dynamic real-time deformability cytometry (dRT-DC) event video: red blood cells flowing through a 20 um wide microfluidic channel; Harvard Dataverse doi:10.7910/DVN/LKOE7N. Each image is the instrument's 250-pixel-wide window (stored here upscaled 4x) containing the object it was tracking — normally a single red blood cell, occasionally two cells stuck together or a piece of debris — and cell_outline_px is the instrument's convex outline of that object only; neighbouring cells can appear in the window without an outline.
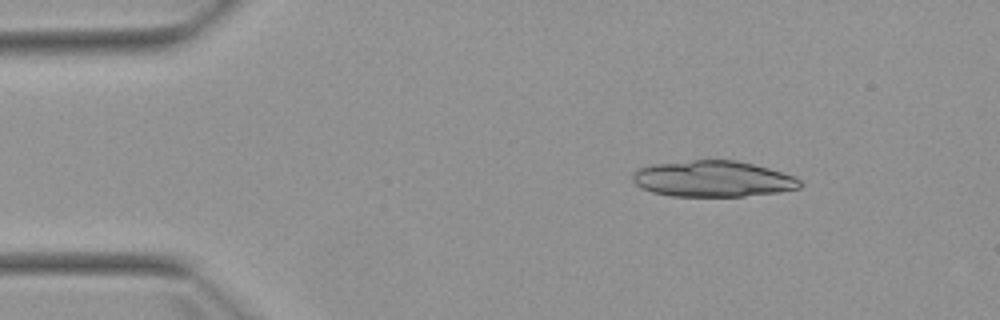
{"species": "Egyptian fruit bat (a non-hibernating species)", "species_latin": "Rousettus aegyptiacus", "temperature_condition": "warm", "stored_images_in_passage": 4, "camera_frame_rate_fps": 3000, "um_per_image_px": 0.085, "animal": {"sex": "female"}, "frame": {"image": 1, "passage_image": 2, "time_ms": 1.333, "image_size_px": [1000, 320], "cell_outline_px": [[804, 184], [800, 188], [780, 192], [744, 196], [672, 196], [652, 192], [636, 184], [632, 180], [632, 172], [640, 168], [652, 164], [692, 160], [736, 160], [768, 168], [796, 176]], "centroid_in_image_um": [60.63, 15.2], "position_along_channel_um": 24.4, "area_um2": 35.26}}